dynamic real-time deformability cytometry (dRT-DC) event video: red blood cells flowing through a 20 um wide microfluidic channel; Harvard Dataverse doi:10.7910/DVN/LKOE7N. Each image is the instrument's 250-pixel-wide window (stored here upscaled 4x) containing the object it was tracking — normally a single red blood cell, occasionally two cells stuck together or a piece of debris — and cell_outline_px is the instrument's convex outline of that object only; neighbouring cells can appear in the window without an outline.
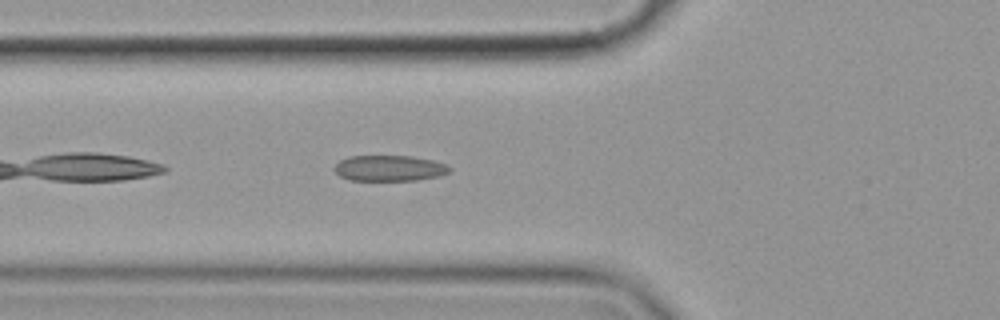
{"species": "common noctule bat (a hibernating species)", "species_latin": "Nyctalus noctula", "temperature_condition": "cold", "stored_images_in_passage": 40, "camera_frame_rate_fps": 3000, "um_per_image_px": 0.085, "animal": {"sex": "female", "body_mass_g": 19.9}, "frame": {"image": 1, "passage_image": 4, "time_ms": 1.0, "image_size_px": [1000, 320], "cell_outline_px": [[452, 168], [448, 172], [440, 176], [416, 180], [348, 180], [340, 176], [336, 172], [336, 164], [340, 160], [348, 156], [412, 156], [432, 160], [448, 164]], "centroid_in_image_um": [33.13, 14.29], "position_along_channel_um": 92.7, "area_um2": 17.28}}
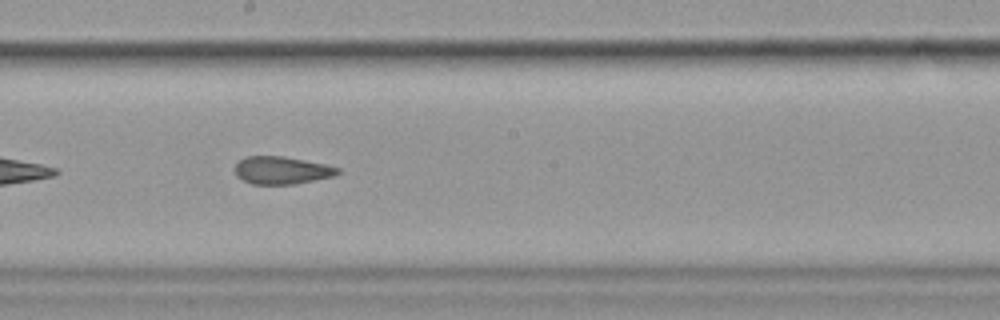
{"frame": {"image": 2, "passage_image": 15, "time_ms": 4.667, "image_size_px": [1000, 320], "cell_outline_px": [[340, 172], [336, 176], [292, 184], [252, 184], [236, 176], [236, 164], [240, 160], [248, 156], [284, 156], [324, 164], [340, 168]], "centroid_in_image_um": [23.97, 14.47], "position_along_channel_um": 224.2, "area_um2": 16.42}}
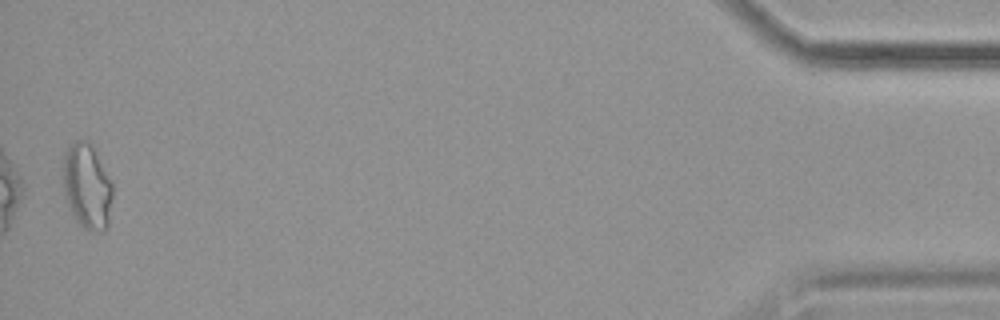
{"frame": {"image": 3, "passage_image": 39, "time_ms": 12.667, "image_size_px": [1000, 320], "cell_outline_px": [[112, 196], [108, 228], [104, 232], [88, 232], [76, 220], [64, 196], [60, 176], [64, 152], [76, 140], [88, 140], [96, 148], [112, 184]], "centroid_in_image_um": [7.38, 15.83], "position_along_channel_um": 427.8, "area_um2": 25.55}, "authors_computed_cell_mechanics": {"area_um2": 17.2533, "velocity_mm_per_s": 3.5887, "shape_relaxation_time_tau1_ms": null, "shape_relaxation_time_tau2_ms": 2.4317, "deformation_change_tau1": null, "deformation_change_tau2": 0.0989}}